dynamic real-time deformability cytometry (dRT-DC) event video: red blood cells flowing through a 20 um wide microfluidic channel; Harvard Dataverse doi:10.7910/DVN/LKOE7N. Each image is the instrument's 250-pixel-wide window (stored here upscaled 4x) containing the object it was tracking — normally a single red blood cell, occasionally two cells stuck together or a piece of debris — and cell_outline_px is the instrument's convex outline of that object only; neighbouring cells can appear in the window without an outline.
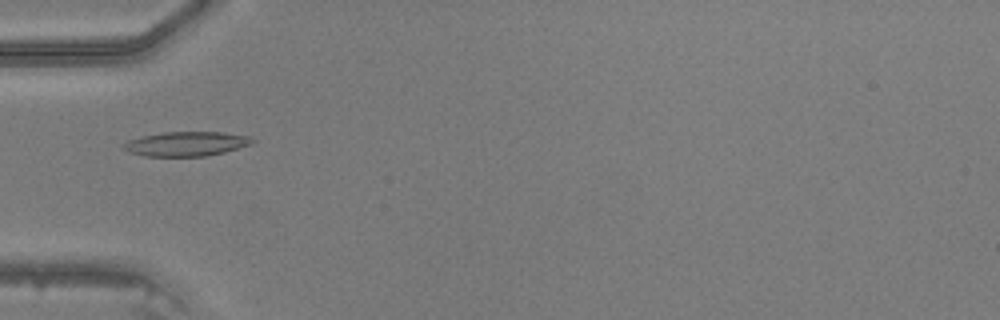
{"species": "common noctule bat (a hibernating species)", "species_latin": "Nyctalus noctula", "temperature_condition": "warm", "stored_images_in_passage": 26, "camera_frame_rate_fps": 3000, "um_per_image_px": 0.085, "animal": {"sex": "male", "body_mass_g": 20.5, "forearm_length_mm": 52.5}, "frame": {"image": 1, "passage_image": 16, "time_ms": 5.0, "image_size_px": [1000, 320], "cell_outline_px": [[256, 140], [252, 144], [224, 152], [204, 156], [144, 156], [128, 152], [120, 148], [128, 140], [144, 136], [164, 132], [224, 132], [252, 136]], "centroid_in_image_um": [15.86, 12.22], "position_along_channel_um": 69.1, "area_um2": 18.44}}
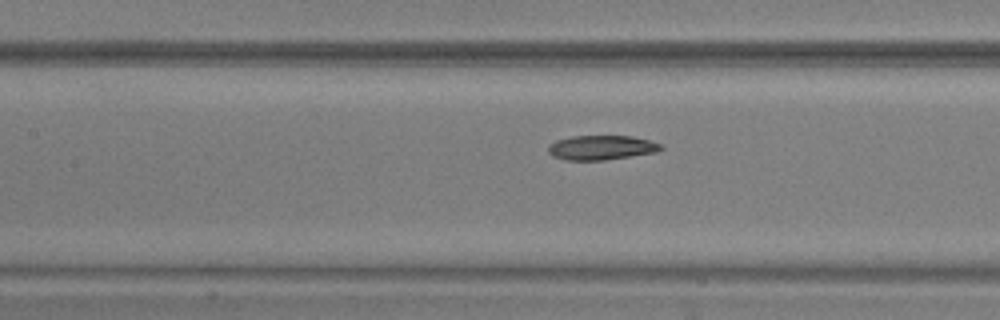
{"frame": {"image": 2, "passage_image": 22, "time_ms": 7.0, "image_size_px": [1000, 320], "cell_outline_px": [[664, 148], [656, 152], [604, 160], [564, 160], [552, 156], [548, 152], [548, 144], [556, 140], [572, 136], [632, 136], [664, 144]], "centroid_in_image_um": [51.11, 12.54], "position_along_channel_um": 156.3, "area_um2": 16.18}}
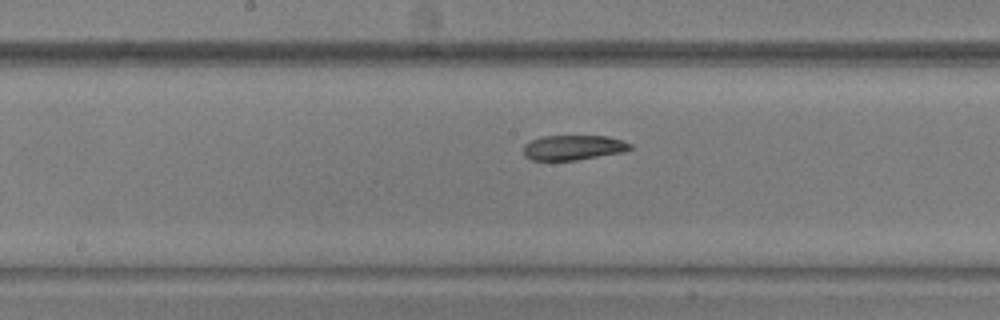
{"frame": {"image": 3, "passage_image": 25, "time_ms": 8.0, "image_size_px": [1000, 320], "cell_outline_px": [[632, 148], [624, 152], [576, 160], [532, 160], [524, 156], [524, 144], [540, 136], [608, 136], [632, 144]], "centroid_in_image_um": [48.72, 12.54], "position_along_channel_um": 199.5, "area_um2": 15.49}}